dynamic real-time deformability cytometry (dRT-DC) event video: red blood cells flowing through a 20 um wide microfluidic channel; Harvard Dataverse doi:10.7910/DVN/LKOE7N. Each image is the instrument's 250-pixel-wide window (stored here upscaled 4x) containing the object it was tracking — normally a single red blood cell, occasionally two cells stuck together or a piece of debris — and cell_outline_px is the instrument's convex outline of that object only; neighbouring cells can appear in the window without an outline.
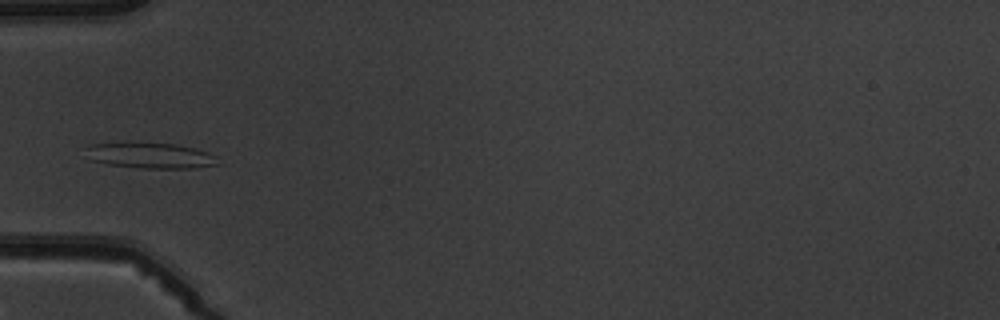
{"species": "common noctule bat (a hibernating species)", "species_latin": "Nyctalus noctula", "temperature_condition": "warm", "stored_images_in_passage": 2, "camera_frame_rate_fps": 3000, "um_per_image_px": 0.085, "animal": {"sex": "male", "body_mass_g": 19.5, "forearm_length_mm": 54.6}, "frame": {"image": 1, "passage_image": 2, "time_ms": 1.0, "image_size_px": [1000, 320], "cell_outline_px": [[220, 164], [192, 168], [140, 168], [108, 164], [92, 160], [88, 148], [88, 144], [176, 144], [196, 148], [216, 156]], "centroid_in_image_um": [12.89, 13.24], "position_along_channel_um": 72.1, "area_um2": 19.02}}